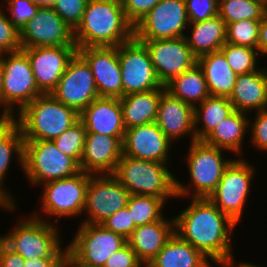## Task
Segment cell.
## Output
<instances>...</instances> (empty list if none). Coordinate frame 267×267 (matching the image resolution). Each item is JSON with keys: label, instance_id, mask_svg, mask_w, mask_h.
Here are the masks:
<instances>
[{"label": "cell", "instance_id": "cell-3", "mask_svg": "<svg viewBox=\"0 0 267 267\" xmlns=\"http://www.w3.org/2000/svg\"><path fill=\"white\" fill-rule=\"evenodd\" d=\"M12 119L20 127L24 140H53L79 121V113L51 94H43Z\"/></svg>", "mask_w": 267, "mask_h": 267}, {"label": "cell", "instance_id": "cell-39", "mask_svg": "<svg viewBox=\"0 0 267 267\" xmlns=\"http://www.w3.org/2000/svg\"><path fill=\"white\" fill-rule=\"evenodd\" d=\"M0 5L7 9L5 11H8L6 13L9 14V20L19 30L37 14L40 8L31 0H4Z\"/></svg>", "mask_w": 267, "mask_h": 267}, {"label": "cell", "instance_id": "cell-54", "mask_svg": "<svg viewBox=\"0 0 267 267\" xmlns=\"http://www.w3.org/2000/svg\"><path fill=\"white\" fill-rule=\"evenodd\" d=\"M2 88H3V66H2V54H0V108H2Z\"/></svg>", "mask_w": 267, "mask_h": 267}, {"label": "cell", "instance_id": "cell-56", "mask_svg": "<svg viewBox=\"0 0 267 267\" xmlns=\"http://www.w3.org/2000/svg\"><path fill=\"white\" fill-rule=\"evenodd\" d=\"M110 1L116 2V3H119V4L123 5L126 0H110Z\"/></svg>", "mask_w": 267, "mask_h": 267}, {"label": "cell", "instance_id": "cell-27", "mask_svg": "<svg viewBox=\"0 0 267 267\" xmlns=\"http://www.w3.org/2000/svg\"><path fill=\"white\" fill-rule=\"evenodd\" d=\"M248 115V113L235 110L222 120L203 142L207 145L224 149L228 151L227 153L231 152L237 157H242L243 141L247 132H249Z\"/></svg>", "mask_w": 267, "mask_h": 267}, {"label": "cell", "instance_id": "cell-7", "mask_svg": "<svg viewBox=\"0 0 267 267\" xmlns=\"http://www.w3.org/2000/svg\"><path fill=\"white\" fill-rule=\"evenodd\" d=\"M79 164L52 140H24L23 173L35 187L80 172Z\"/></svg>", "mask_w": 267, "mask_h": 267}, {"label": "cell", "instance_id": "cell-36", "mask_svg": "<svg viewBox=\"0 0 267 267\" xmlns=\"http://www.w3.org/2000/svg\"><path fill=\"white\" fill-rule=\"evenodd\" d=\"M226 58L231 69L237 75L248 74L258 70V49L225 43L219 50Z\"/></svg>", "mask_w": 267, "mask_h": 267}, {"label": "cell", "instance_id": "cell-29", "mask_svg": "<svg viewBox=\"0 0 267 267\" xmlns=\"http://www.w3.org/2000/svg\"><path fill=\"white\" fill-rule=\"evenodd\" d=\"M188 27V30H191L190 35H186L185 38L197 59L202 55L219 51L226 43L227 25L219 15L202 22L189 23Z\"/></svg>", "mask_w": 267, "mask_h": 267}, {"label": "cell", "instance_id": "cell-41", "mask_svg": "<svg viewBox=\"0 0 267 267\" xmlns=\"http://www.w3.org/2000/svg\"><path fill=\"white\" fill-rule=\"evenodd\" d=\"M88 0H56L53 9L73 31L81 23Z\"/></svg>", "mask_w": 267, "mask_h": 267}, {"label": "cell", "instance_id": "cell-46", "mask_svg": "<svg viewBox=\"0 0 267 267\" xmlns=\"http://www.w3.org/2000/svg\"><path fill=\"white\" fill-rule=\"evenodd\" d=\"M160 0H126L122 5L127 20L134 26Z\"/></svg>", "mask_w": 267, "mask_h": 267}, {"label": "cell", "instance_id": "cell-4", "mask_svg": "<svg viewBox=\"0 0 267 267\" xmlns=\"http://www.w3.org/2000/svg\"><path fill=\"white\" fill-rule=\"evenodd\" d=\"M168 166L166 163L122 155L113 176L130 195L155 196L168 202L169 198H177L176 177Z\"/></svg>", "mask_w": 267, "mask_h": 267}, {"label": "cell", "instance_id": "cell-44", "mask_svg": "<svg viewBox=\"0 0 267 267\" xmlns=\"http://www.w3.org/2000/svg\"><path fill=\"white\" fill-rule=\"evenodd\" d=\"M255 118L249 119V132L251 138L249 141L259 151L267 152V110H261L254 113ZM254 119L253 122H251ZM251 122V123H250Z\"/></svg>", "mask_w": 267, "mask_h": 267}, {"label": "cell", "instance_id": "cell-14", "mask_svg": "<svg viewBox=\"0 0 267 267\" xmlns=\"http://www.w3.org/2000/svg\"><path fill=\"white\" fill-rule=\"evenodd\" d=\"M130 193L113 175H91L86 191L82 223L101 224L127 206Z\"/></svg>", "mask_w": 267, "mask_h": 267}, {"label": "cell", "instance_id": "cell-43", "mask_svg": "<svg viewBox=\"0 0 267 267\" xmlns=\"http://www.w3.org/2000/svg\"><path fill=\"white\" fill-rule=\"evenodd\" d=\"M105 228L128 239L136 228L128 207H124L101 223Z\"/></svg>", "mask_w": 267, "mask_h": 267}, {"label": "cell", "instance_id": "cell-24", "mask_svg": "<svg viewBox=\"0 0 267 267\" xmlns=\"http://www.w3.org/2000/svg\"><path fill=\"white\" fill-rule=\"evenodd\" d=\"M228 99L234 109L240 112L267 110V67L238 75Z\"/></svg>", "mask_w": 267, "mask_h": 267}, {"label": "cell", "instance_id": "cell-25", "mask_svg": "<svg viewBox=\"0 0 267 267\" xmlns=\"http://www.w3.org/2000/svg\"><path fill=\"white\" fill-rule=\"evenodd\" d=\"M175 233V219L163 217L159 221L137 226L127 243L145 266L158 254Z\"/></svg>", "mask_w": 267, "mask_h": 267}, {"label": "cell", "instance_id": "cell-48", "mask_svg": "<svg viewBox=\"0 0 267 267\" xmlns=\"http://www.w3.org/2000/svg\"><path fill=\"white\" fill-rule=\"evenodd\" d=\"M258 52L260 59L263 56L267 57V13L260 21L259 38H258Z\"/></svg>", "mask_w": 267, "mask_h": 267}, {"label": "cell", "instance_id": "cell-13", "mask_svg": "<svg viewBox=\"0 0 267 267\" xmlns=\"http://www.w3.org/2000/svg\"><path fill=\"white\" fill-rule=\"evenodd\" d=\"M122 75V97L161 88L145 45L134 37L117 46Z\"/></svg>", "mask_w": 267, "mask_h": 267}, {"label": "cell", "instance_id": "cell-11", "mask_svg": "<svg viewBox=\"0 0 267 267\" xmlns=\"http://www.w3.org/2000/svg\"><path fill=\"white\" fill-rule=\"evenodd\" d=\"M189 26L185 0H160L134 25L138 41L175 39L186 36Z\"/></svg>", "mask_w": 267, "mask_h": 267}, {"label": "cell", "instance_id": "cell-52", "mask_svg": "<svg viewBox=\"0 0 267 267\" xmlns=\"http://www.w3.org/2000/svg\"><path fill=\"white\" fill-rule=\"evenodd\" d=\"M70 267H95L89 266L80 262L71 252H70Z\"/></svg>", "mask_w": 267, "mask_h": 267}, {"label": "cell", "instance_id": "cell-12", "mask_svg": "<svg viewBox=\"0 0 267 267\" xmlns=\"http://www.w3.org/2000/svg\"><path fill=\"white\" fill-rule=\"evenodd\" d=\"M67 248L82 263L104 267L110 255L127 244V239L102 224L80 223Z\"/></svg>", "mask_w": 267, "mask_h": 267}, {"label": "cell", "instance_id": "cell-55", "mask_svg": "<svg viewBox=\"0 0 267 267\" xmlns=\"http://www.w3.org/2000/svg\"><path fill=\"white\" fill-rule=\"evenodd\" d=\"M16 206H17V203H2L0 201V208H3L6 211L8 210L10 212H14L15 209L17 210Z\"/></svg>", "mask_w": 267, "mask_h": 267}, {"label": "cell", "instance_id": "cell-22", "mask_svg": "<svg viewBox=\"0 0 267 267\" xmlns=\"http://www.w3.org/2000/svg\"><path fill=\"white\" fill-rule=\"evenodd\" d=\"M156 124L173 143L189 135V143L196 141L194 107L166 90L161 93Z\"/></svg>", "mask_w": 267, "mask_h": 267}, {"label": "cell", "instance_id": "cell-10", "mask_svg": "<svg viewBox=\"0 0 267 267\" xmlns=\"http://www.w3.org/2000/svg\"><path fill=\"white\" fill-rule=\"evenodd\" d=\"M91 174L84 171L76 175L58 180L48 181L41 187V208L49 217L52 216L54 224L59 218L82 216L86 199V191Z\"/></svg>", "mask_w": 267, "mask_h": 267}, {"label": "cell", "instance_id": "cell-40", "mask_svg": "<svg viewBox=\"0 0 267 267\" xmlns=\"http://www.w3.org/2000/svg\"><path fill=\"white\" fill-rule=\"evenodd\" d=\"M0 54L16 52L22 49L20 30L9 20L0 5Z\"/></svg>", "mask_w": 267, "mask_h": 267}, {"label": "cell", "instance_id": "cell-33", "mask_svg": "<svg viewBox=\"0 0 267 267\" xmlns=\"http://www.w3.org/2000/svg\"><path fill=\"white\" fill-rule=\"evenodd\" d=\"M235 111L227 97L206 98L194 108V131L196 141H203L211 131Z\"/></svg>", "mask_w": 267, "mask_h": 267}, {"label": "cell", "instance_id": "cell-31", "mask_svg": "<svg viewBox=\"0 0 267 267\" xmlns=\"http://www.w3.org/2000/svg\"><path fill=\"white\" fill-rule=\"evenodd\" d=\"M197 63L204 72L210 95L229 98L238 75L231 69L225 56L217 51L202 55Z\"/></svg>", "mask_w": 267, "mask_h": 267}, {"label": "cell", "instance_id": "cell-47", "mask_svg": "<svg viewBox=\"0 0 267 267\" xmlns=\"http://www.w3.org/2000/svg\"><path fill=\"white\" fill-rule=\"evenodd\" d=\"M25 259L0 239V267H24Z\"/></svg>", "mask_w": 267, "mask_h": 267}, {"label": "cell", "instance_id": "cell-26", "mask_svg": "<svg viewBox=\"0 0 267 267\" xmlns=\"http://www.w3.org/2000/svg\"><path fill=\"white\" fill-rule=\"evenodd\" d=\"M15 157H12V156ZM24 138L18 124L12 118L0 119V201L15 203L12 194L4 185L11 159L18 161L23 171ZM7 190V191H6Z\"/></svg>", "mask_w": 267, "mask_h": 267}, {"label": "cell", "instance_id": "cell-34", "mask_svg": "<svg viewBox=\"0 0 267 267\" xmlns=\"http://www.w3.org/2000/svg\"><path fill=\"white\" fill-rule=\"evenodd\" d=\"M263 0H219L218 15L226 22L261 20L266 14Z\"/></svg>", "mask_w": 267, "mask_h": 267}, {"label": "cell", "instance_id": "cell-1", "mask_svg": "<svg viewBox=\"0 0 267 267\" xmlns=\"http://www.w3.org/2000/svg\"><path fill=\"white\" fill-rule=\"evenodd\" d=\"M175 219V233L216 265L232 256L231 236L237 223L208 198H191Z\"/></svg>", "mask_w": 267, "mask_h": 267}, {"label": "cell", "instance_id": "cell-9", "mask_svg": "<svg viewBox=\"0 0 267 267\" xmlns=\"http://www.w3.org/2000/svg\"><path fill=\"white\" fill-rule=\"evenodd\" d=\"M255 166L243 157H235L224 171L215 190L208 199L223 213L239 224L248 195L252 189Z\"/></svg>", "mask_w": 267, "mask_h": 267}, {"label": "cell", "instance_id": "cell-30", "mask_svg": "<svg viewBox=\"0 0 267 267\" xmlns=\"http://www.w3.org/2000/svg\"><path fill=\"white\" fill-rule=\"evenodd\" d=\"M165 86L120 98L125 129L156 122L161 93Z\"/></svg>", "mask_w": 267, "mask_h": 267}, {"label": "cell", "instance_id": "cell-50", "mask_svg": "<svg viewBox=\"0 0 267 267\" xmlns=\"http://www.w3.org/2000/svg\"><path fill=\"white\" fill-rule=\"evenodd\" d=\"M56 258H33L25 260L24 267H48Z\"/></svg>", "mask_w": 267, "mask_h": 267}, {"label": "cell", "instance_id": "cell-17", "mask_svg": "<svg viewBox=\"0 0 267 267\" xmlns=\"http://www.w3.org/2000/svg\"><path fill=\"white\" fill-rule=\"evenodd\" d=\"M22 48L76 46L74 31L52 7H41L20 29Z\"/></svg>", "mask_w": 267, "mask_h": 267}, {"label": "cell", "instance_id": "cell-15", "mask_svg": "<svg viewBox=\"0 0 267 267\" xmlns=\"http://www.w3.org/2000/svg\"><path fill=\"white\" fill-rule=\"evenodd\" d=\"M50 94L79 114L100 97L92 71L78 53L70 60L56 88Z\"/></svg>", "mask_w": 267, "mask_h": 267}, {"label": "cell", "instance_id": "cell-28", "mask_svg": "<svg viewBox=\"0 0 267 267\" xmlns=\"http://www.w3.org/2000/svg\"><path fill=\"white\" fill-rule=\"evenodd\" d=\"M174 233L146 267H213L212 262Z\"/></svg>", "mask_w": 267, "mask_h": 267}, {"label": "cell", "instance_id": "cell-19", "mask_svg": "<svg viewBox=\"0 0 267 267\" xmlns=\"http://www.w3.org/2000/svg\"><path fill=\"white\" fill-rule=\"evenodd\" d=\"M94 76L100 97L122 98V75L117 47L77 48Z\"/></svg>", "mask_w": 267, "mask_h": 267}, {"label": "cell", "instance_id": "cell-21", "mask_svg": "<svg viewBox=\"0 0 267 267\" xmlns=\"http://www.w3.org/2000/svg\"><path fill=\"white\" fill-rule=\"evenodd\" d=\"M124 137L86 133L80 170L91 175H113L123 155Z\"/></svg>", "mask_w": 267, "mask_h": 267}, {"label": "cell", "instance_id": "cell-51", "mask_svg": "<svg viewBox=\"0 0 267 267\" xmlns=\"http://www.w3.org/2000/svg\"><path fill=\"white\" fill-rule=\"evenodd\" d=\"M240 263V264H239ZM235 262V258L234 256H230L227 260H224L223 262L219 263L218 265L220 267H260L259 265H255V264H252V263H248V262Z\"/></svg>", "mask_w": 267, "mask_h": 267}, {"label": "cell", "instance_id": "cell-38", "mask_svg": "<svg viewBox=\"0 0 267 267\" xmlns=\"http://www.w3.org/2000/svg\"><path fill=\"white\" fill-rule=\"evenodd\" d=\"M86 128L79 120L52 141L65 155L72 157L79 165L84 150Z\"/></svg>", "mask_w": 267, "mask_h": 267}, {"label": "cell", "instance_id": "cell-8", "mask_svg": "<svg viewBox=\"0 0 267 267\" xmlns=\"http://www.w3.org/2000/svg\"><path fill=\"white\" fill-rule=\"evenodd\" d=\"M2 66L3 109L0 117L13 118L25 105L43 93L38 89L28 56L22 50L2 54Z\"/></svg>", "mask_w": 267, "mask_h": 267}, {"label": "cell", "instance_id": "cell-49", "mask_svg": "<svg viewBox=\"0 0 267 267\" xmlns=\"http://www.w3.org/2000/svg\"><path fill=\"white\" fill-rule=\"evenodd\" d=\"M48 267H70V250L66 248Z\"/></svg>", "mask_w": 267, "mask_h": 267}, {"label": "cell", "instance_id": "cell-35", "mask_svg": "<svg viewBox=\"0 0 267 267\" xmlns=\"http://www.w3.org/2000/svg\"><path fill=\"white\" fill-rule=\"evenodd\" d=\"M166 202L159 197L146 195H130L127 207L135 226L159 221L164 217Z\"/></svg>", "mask_w": 267, "mask_h": 267}, {"label": "cell", "instance_id": "cell-45", "mask_svg": "<svg viewBox=\"0 0 267 267\" xmlns=\"http://www.w3.org/2000/svg\"><path fill=\"white\" fill-rule=\"evenodd\" d=\"M104 267H146L127 243L107 259Z\"/></svg>", "mask_w": 267, "mask_h": 267}, {"label": "cell", "instance_id": "cell-37", "mask_svg": "<svg viewBox=\"0 0 267 267\" xmlns=\"http://www.w3.org/2000/svg\"><path fill=\"white\" fill-rule=\"evenodd\" d=\"M260 21L243 19L227 24L226 43L258 49Z\"/></svg>", "mask_w": 267, "mask_h": 267}, {"label": "cell", "instance_id": "cell-6", "mask_svg": "<svg viewBox=\"0 0 267 267\" xmlns=\"http://www.w3.org/2000/svg\"><path fill=\"white\" fill-rule=\"evenodd\" d=\"M34 213L18 220L11 231L0 235V239L25 260L57 258L67 248L61 245L60 229L57 224L38 215L37 211Z\"/></svg>", "mask_w": 267, "mask_h": 267}, {"label": "cell", "instance_id": "cell-18", "mask_svg": "<svg viewBox=\"0 0 267 267\" xmlns=\"http://www.w3.org/2000/svg\"><path fill=\"white\" fill-rule=\"evenodd\" d=\"M21 50L28 56L38 89L43 94H50L77 53V46L34 47Z\"/></svg>", "mask_w": 267, "mask_h": 267}, {"label": "cell", "instance_id": "cell-23", "mask_svg": "<svg viewBox=\"0 0 267 267\" xmlns=\"http://www.w3.org/2000/svg\"><path fill=\"white\" fill-rule=\"evenodd\" d=\"M79 120L84 124L86 133L124 137L122 108L119 98L99 97L80 114Z\"/></svg>", "mask_w": 267, "mask_h": 267}, {"label": "cell", "instance_id": "cell-53", "mask_svg": "<svg viewBox=\"0 0 267 267\" xmlns=\"http://www.w3.org/2000/svg\"><path fill=\"white\" fill-rule=\"evenodd\" d=\"M38 7H53L56 0H31Z\"/></svg>", "mask_w": 267, "mask_h": 267}, {"label": "cell", "instance_id": "cell-16", "mask_svg": "<svg viewBox=\"0 0 267 267\" xmlns=\"http://www.w3.org/2000/svg\"><path fill=\"white\" fill-rule=\"evenodd\" d=\"M140 42L147 48L156 76L163 86L197 64L185 36Z\"/></svg>", "mask_w": 267, "mask_h": 267}, {"label": "cell", "instance_id": "cell-32", "mask_svg": "<svg viewBox=\"0 0 267 267\" xmlns=\"http://www.w3.org/2000/svg\"><path fill=\"white\" fill-rule=\"evenodd\" d=\"M165 90L194 108L211 96L204 72L198 63L168 82Z\"/></svg>", "mask_w": 267, "mask_h": 267}, {"label": "cell", "instance_id": "cell-57", "mask_svg": "<svg viewBox=\"0 0 267 267\" xmlns=\"http://www.w3.org/2000/svg\"><path fill=\"white\" fill-rule=\"evenodd\" d=\"M263 3H264V6H265V9H266V12H267V0H263Z\"/></svg>", "mask_w": 267, "mask_h": 267}, {"label": "cell", "instance_id": "cell-20", "mask_svg": "<svg viewBox=\"0 0 267 267\" xmlns=\"http://www.w3.org/2000/svg\"><path fill=\"white\" fill-rule=\"evenodd\" d=\"M172 143L156 122L134 126L125 131L123 155L170 164Z\"/></svg>", "mask_w": 267, "mask_h": 267}, {"label": "cell", "instance_id": "cell-42", "mask_svg": "<svg viewBox=\"0 0 267 267\" xmlns=\"http://www.w3.org/2000/svg\"><path fill=\"white\" fill-rule=\"evenodd\" d=\"M189 23H198L218 15V0H185Z\"/></svg>", "mask_w": 267, "mask_h": 267}, {"label": "cell", "instance_id": "cell-2", "mask_svg": "<svg viewBox=\"0 0 267 267\" xmlns=\"http://www.w3.org/2000/svg\"><path fill=\"white\" fill-rule=\"evenodd\" d=\"M134 37V26L121 4L110 0H88L81 23L74 30L77 48L117 47Z\"/></svg>", "mask_w": 267, "mask_h": 267}, {"label": "cell", "instance_id": "cell-5", "mask_svg": "<svg viewBox=\"0 0 267 267\" xmlns=\"http://www.w3.org/2000/svg\"><path fill=\"white\" fill-rule=\"evenodd\" d=\"M186 155L190 185L176 178L177 198H208L215 190L226 168L234 159H227L222 152L226 150L194 141L189 144ZM181 181V182H180ZM192 187V188H191Z\"/></svg>", "mask_w": 267, "mask_h": 267}]
</instances>
